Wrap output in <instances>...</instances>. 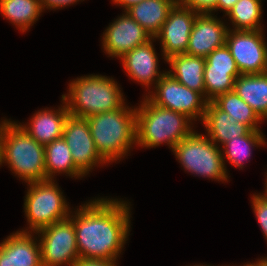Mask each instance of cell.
I'll use <instances>...</instances> for the list:
<instances>
[{
	"mask_svg": "<svg viewBox=\"0 0 267 266\" xmlns=\"http://www.w3.org/2000/svg\"><path fill=\"white\" fill-rule=\"evenodd\" d=\"M202 122L208 131L209 139L216 145L218 142L223 145L236 137L245 136L251 130L220 110L213 102H208Z\"/></svg>",
	"mask_w": 267,
	"mask_h": 266,
	"instance_id": "ac0fdd59",
	"label": "cell"
},
{
	"mask_svg": "<svg viewBox=\"0 0 267 266\" xmlns=\"http://www.w3.org/2000/svg\"><path fill=\"white\" fill-rule=\"evenodd\" d=\"M86 119L96 149L107 162L121 159L136 144V108L124 105Z\"/></svg>",
	"mask_w": 267,
	"mask_h": 266,
	"instance_id": "3957f363",
	"label": "cell"
},
{
	"mask_svg": "<svg viewBox=\"0 0 267 266\" xmlns=\"http://www.w3.org/2000/svg\"><path fill=\"white\" fill-rule=\"evenodd\" d=\"M218 0H178V2L187 8L192 9L198 14H211L217 10Z\"/></svg>",
	"mask_w": 267,
	"mask_h": 266,
	"instance_id": "f546056e",
	"label": "cell"
},
{
	"mask_svg": "<svg viewBox=\"0 0 267 266\" xmlns=\"http://www.w3.org/2000/svg\"><path fill=\"white\" fill-rule=\"evenodd\" d=\"M262 35V30L228 29L225 44L240 74L267 72V46Z\"/></svg>",
	"mask_w": 267,
	"mask_h": 266,
	"instance_id": "30bf717a",
	"label": "cell"
},
{
	"mask_svg": "<svg viewBox=\"0 0 267 266\" xmlns=\"http://www.w3.org/2000/svg\"><path fill=\"white\" fill-rule=\"evenodd\" d=\"M0 266H42L40 244L27 230L17 231L0 244Z\"/></svg>",
	"mask_w": 267,
	"mask_h": 266,
	"instance_id": "9a60e30c",
	"label": "cell"
},
{
	"mask_svg": "<svg viewBox=\"0 0 267 266\" xmlns=\"http://www.w3.org/2000/svg\"><path fill=\"white\" fill-rule=\"evenodd\" d=\"M114 3L121 5L122 7H124L125 11L130 8L131 6L138 4L144 0H113Z\"/></svg>",
	"mask_w": 267,
	"mask_h": 266,
	"instance_id": "836d02e7",
	"label": "cell"
},
{
	"mask_svg": "<svg viewBox=\"0 0 267 266\" xmlns=\"http://www.w3.org/2000/svg\"><path fill=\"white\" fill-rule=\"evenodd\" d=\"M69 146L73 162L86 175L93 166L108 163L97 151L86 118L69 115L62 135Z\"/></svg>",
	"mask_w": 267,
	"mask_h": 266,
	"instance_id": "8fae6325",
	"label": "cell"
},
{
	"mask_svg": "<svg viewBox=\"0 0 267 266\" xmlns=\"http://www.w3.org/2000/svg\"><path fill=\"white\" fill-rule=\"evenodd\" d=\"M9 121H6L4 120L2 122V124H0V160H1V148H2V138H3V133H4V129L6 127V124L8 123Z\"/></svg>",
	"mask_w": 267,
	"mask_h": 266,
	"instance_id": "e575fe53",
	"label": "cell"
},
{
	"mask_svg": "<svg viewBox=\"0 0 267 266\" xmlns=\"http://www.w3.org/2000/svg\"><path fill=\"white\" fill-rule=\"evenodd\" d=\"M243 266H264V264L259 260L256 263H251V264L249 263Z\"/></svg>",
	"mask_w": 267,
	"mask_h": 266,
	"instance_id": "d590c367",
	"label": "cell"
},
{
	"mask_svg": "<svg viewBox=\"0 0 267 266\" xmlns=\"http://www.w3.org/2000/svg\"><path fill=\"white\" fill-rule=\"evenodd\" d=\"M178 0H144L126 11L154 38L162 29L170 10Z\"/></svg>",
	"mask_w": 267,
	"mask_h": 266,
	"instance_id": "ffe728a7",
	"label": "cell"
},
{
	"mask_svg": "<svg viewBox=\"0 0 267 266\" xmlns=\"http://www.w3.org/2000/svg\"><path fill=\"white\" fill-rule=\"evenodd\" d=\"M103 33V48L109 56L122 58L126 53L154 38L127 12Z\"/></svg>",
	"mask_w": 267,
	"mask_h": 266,
	"instance_id": "4fadbf2b",
	"label": "cell"
},
{
	"mask_svg": "<svg viewBox=\"0 0 267 266\" xmlns=\"http://www.w3.org/2000/svg\"><path fill=\"white\" fill-rule=\"evenodd\" d=\"M264 195H253L252 206L262 232L267 239V189Z\"/></svg>",
	"mask_w": 267,
	"mask_h": 266,
	"instance_id": "f1b7e54d",
	"label": "cell"
},
{
	"mask_svg": "<svg viewBox=\"0 0 267 266\" xmlns=\"http://www.w3.org/2000/svg\"><path fill=\"white\" fill-rule=\"evenodd\" d=\"M261 14V0H238L227 15L234 30H262Z\"/></svg>",
	"mask_w": 267,
	"mask_h": 266,
	"instance_id": "d4e9b609",
	"label": "cell"
},
{
	"mask_svg": "<svg viewBox=\"0 0 267 266\" xmlns=\"http://www.w3.org/2000/svg\"><path fill=\"white\" fill-rule=\"evenodd\" d=\"M205 60L204 70L239 71L226 44L212 51Z\"/></svg>",
	"mask_w": 267,
	"mask_h": 266,
	"instance_id": "83f0119b",
	"label": "cell"
},
{
	"mask_svg": "<svg viewBox=\"0 0 267 266\" xmlns=\"http://www.w3.org/2000/svg\"><path fill=\"white\" fill-rule=\"evenodd\" d=\"M263 264H264V266H267V257L266 258H262V260H260Z\"/></svg>",
	"mask_w": 267,
	"mask_h": 266,
	"instance_id": "8d00e7d4",
	"label": "cell"
},
{
	"mask_svg": "<svg viewBox=\"0 0 267 266\" xmlns=\"http://www.w3.org/2000/svg\"><path fill=\"white\" fill-rule=\"evenodd\" d=\"M238 0H218L217 1V10L222 9L226 12V15L228 12L233 8V6L236 4Z\"/></svg>",
	"mask_w": 267,
	"mask_h": 266,
	"instance_id": "d6a6232c",
	"label": "cell"
},
{
	"mask_svg": "<svg viewBox=\"0 0 267 266\" xmlns=\"http://www.w3.org/2000/svg\"><path fill=\"white\" fill-rule=\"evenodd\" d=\"M27 183L45 181V149L17 122L9 121L4 129L1 160Z\"/></svg>",
	"mask_w": 267,
	"mask_h": 266,
	"instance_id": "5b68a950",
	"label": "cell"
},
{
	"mask_svg": "<svg viewBox=\"0 0 267 266\" xmlns=\"http://www.w3.org/2000/svg\"><path fill=\"white\" fill-rule=\"evenodd\" d=\"M58 110H41L34 114L29 126L20 125L33 139L41 145L62 138L66 119L70 115L64 101Z\"/></svg>",
	"mask_w": 267,
	"mask_h": 266,
	"instance_id": "e0dca14e",
	"label": "cell"
},
{
	"mask_svg": "<svg viewBox=\"0 0 267 266\" xmlns=\"http://www.w3.org/2000/svg\"><path fill=\"white\" fill-rule=\"evenodd\" d=\"M28 185L24 211L33 232L70 217L68 204L54 181L30 182Z\"/></svg>",
	"mask_w": 267,
	"mask_h": 266,
	"instance_id": "52a82bcc",
	"label": "cell"
},
{
	"mask_svg": "<svg viewBox=\"0 0 267 266\" xmlns=\"http://www.w3.org/2000/svg\"><path fill=\"white\" fill-rule=\"evenodd\" d=\"M212 102L237 122L247 125L251 130H260L257 125L262 119L234 90L218 96Z\"/></svg>",
	"mask_w": 267,
	"mask_h": 266,
	"instance_id": "cb8c5ba5",
	"label": "cell"
},
{
	"mask_svg": "<svg viewBox=\"0 0 267 266\" xmlns=\"http://www.w3.org/2000/svg\"><path fill=\"white\" fill-rule=\"evenodd\" d=\"M172 151L188 172L218 181L227 180L224 154L208 137L194 131Z\"/></svg>",
	"mask_w": 267,
	"mask_h": 266,
	"instance_id": "8992f818",
	"label": "cell"
},
{
	"mask_svg": "<svg viewBox=\"0 0 267 266\" xmlns=\"http://www.w3.org/2000/svg\"><path fill=\"white\" fill-rule=\"evenodd\" d=\"M239 71L204 70L205 96L212 102L218 96L233 91ZM208 95V96H207Z\"/></svg>",
	"mask_w": 267,
	"mask_h": 266,
	"instance_id": "4316f807",
	"label": "cell"
},
{
	"mask_svg": "<svg viewBox=\"0 0 267 266\" xmlns=\"http://www.w3.org/2000/svg\"><path fill=\"white\" fill-rule=\"evenodd\" d=\"M257 114L267 118V72L261 74H240L234 89Z\"/></svg>",
	"mask_w": 267,
	"mask_h": 266,
	"instance_id": "44dd1931",
	"label": "cell"
},
{
	"mask_svg": "<svg viewBox=\"0 0 267 266\" xmlns=\"http://www.w3.org/2000/svg\"><path fill=\"white\" fill-rule=\"evenodd\" d=\"M264 139L260 130H250L245 136L236 137L223 144V152L232 165L242 169V160L251 156V147L266 144Z\"/></svg>",
	"mask_w": 267,
	"mask_h": 266,
	"instance_id": "484cf974",
	"label": "cell"
},
{
	"mask_svg": "<svg viewBox=\"0 0 267 266\" xmlns=\"http://www.w3.org/2000/svg\"><path fill=\"white\" fill-rule=\"evenodd\" d=\"M0 12L25 32L37 21L42 6L40 0H0Z\"/></svg>",
	"mask_w": 267,
	"mask_h": 266,
	"instance_id": "603a6c76",
	"label": "cell"
},
{
	"mask_svg": "<svg viewBox=\"0 0 267 266\" xmlns=\"http://www.w3.org/2000/svg\"><path fill=\"white\" fill-rule=\"evenodd\" d=\"M79 0H40L42 9L44 8H61L66 5L73 4L74 2H78Z\"/></svg>",
	"mask_w": 267,
	"mask_h": 266,
	"instance_id": "1f68e13d",
	"label": "cell"
},
{
	"mask_svg": "<svg viewBox=\"0 0 267 266\" xmlns=\"http://www.w3.org/2000/svg\"><path fill=\"white\" fill-rule=\"evenodd\" d=\"M113 79L102 75L77 78L69 84V94L62 95L70 115L88 118L124 106L123 93Z\"/></svg>",
	"mask_w": 267,
	"mask_h": 266,
	"instance_id": "277c9868",
	"label": "cell"
},
{
	"mask_svg": "<svg viewBox=\"0 0 267 266\" xmlns=\"http://www.w3.org/2000/svg\"><path fill=\"white\" fill-rule=\"evenodd\" d=\"M136 108V143L143 147H155L167 143L173 148L193 131L187 115L154 105L145 96Z\"/></svg>",
	"mask_w": 267,
	"mask_h": 266,
	"instance_id": "7a4b0ae2",
	"label": "cell"
},
{
	"mask_svg": "<svg viewBox=\"0 0 267 266\" xmlns=\"http://www.w3.org/2000/svg\"><path fill=\"white\" fill-rule=\"evenodd\" d=\"M227 26L211 14H198L189 38L186 54L206 58L226 43Z\"/></svg>",
	"mask_w": 267,
	"mask_h": 266,
	"instance_id": "5bb4252c",
	"label": "cell"
},
{
	"mask_svg": "<svg viewBox=\"0 0 267 266\" xmlns=\"http://www.w3.org/2000/svg\"><path fill=\"white\" fill-rule=\"evenodd\" d=\"M198 13L177 2L170 10L161 31L154 37L160 39L165 60L171 56L184 54L188 46L191 30Z\"/></svg>",
	"mask_w": 267,
	"mask_h": 266,
	"instance_id": "7c38bea8",
	"label": "cell"
},
{
	"mask_svg": "<svg viewBox=\"0 0 267 266\" xmlns=\"http://www.w3.org/2000/svg\"><path fill=\"white\" fill-rule=\"evenodd\" d=\"M115 261L80 258L74 266H116Z\"/></svg>",
	"mask_w": 267,
	"mask_h": 266,
	"instance_id": "4dcf8cb0",
	"label": "cell"
},
{
	"mask_svg": "<svg viewBox=\"0 0 267 266\" xmlns=\"http://www.w3.org/2000/svg\"><path fill=\"white\" fill-rule=\"evenodd\" d=\"M121 59L128 75L142 85L149 86L153 81H156V84L165 74L158 71V58L151 40L135 47Z\"/></svg>",
	"mask_w": 267,
	"mask_h": 266,
	"instance_id": "2e32d148",
	"label": "cell"
},
{
	"mask_svg": "<svg viewBox=\"0 0 267 266\" xmlns=\"http://www.w3.org/2000/svg\"><path fill=\"white\" fill-rule=\"evenodd\" d=\"M166 62H169L172 68L167 73L182 85L205 97L204 68L206 60L204 57L184 53L171 56Z\"/></svg>",
	"mask_w": 267,
	"mask_h": 266,
	"instance_id": "d6986e66",
	"label": "cell"
},
{
	"mask_svg": "<svg viewBox=\"0 0 267 266\" xmlns=\"http://www.w3.org/2000/svg\"><path fill=\"white\" fill-rule=\"evenodd\" d=\"M41 249L42 266H74L80 259L76 233L71 217L51 224L37 232Z\"/></svg>",
	"mask_w": 267,
	"mask_h": 266,
	"instance_id": "ba28073f",
	"label": "cell"
},
{
	"mask_svg": "<svg viewBox=\"0 0 267 266\" xmlns=\"http://www.w3.org/2000/svg\"><path fill=\"white\" fill-rule=\"evenodd\" d=\"M77 210L71 219L79 257L116 261L130 230L128 204L102 198L88 202Z\"/></svg>",
	"mask_w": 267,
	"mask_h": 266,
	"instance_id": "6da1fadb",
	"label": "cell"
},
{
	"mask_svg": "<svg viewBox=\"0 0 267 266\" xmlns=\"http://www.w3.org/2000/svg\"><path fill=\"white\" fill-rule=\"evenodd\" d=\"M155 87L156 92L147 96L154 105L183 113L192 120L203 119L208 101L201 93L182 85L167 72Z\"/></svg>",
	"mask_w": 267,
	"mask_h": 266,
	"instance_id": "9c48e42d",
	"label": "cell"
},
{
	"mask_svg": "<svg viewBox=\"0 0 267 266\" xmlns=\"http://www.w3.org/2000/svg\"><path fill=\"white\" fill-rule=\"evenodd\" d=\"M46 180H52L53 173H66L72 177H82L84 174L73 162L69 146L62 138L56 139L44 146Z\"/></svg>",
	"mask_w": 267,
	"mask_h": 266,
	"instance_id": "7402d4cb",
	"label": "cell"
}]
</instances>
